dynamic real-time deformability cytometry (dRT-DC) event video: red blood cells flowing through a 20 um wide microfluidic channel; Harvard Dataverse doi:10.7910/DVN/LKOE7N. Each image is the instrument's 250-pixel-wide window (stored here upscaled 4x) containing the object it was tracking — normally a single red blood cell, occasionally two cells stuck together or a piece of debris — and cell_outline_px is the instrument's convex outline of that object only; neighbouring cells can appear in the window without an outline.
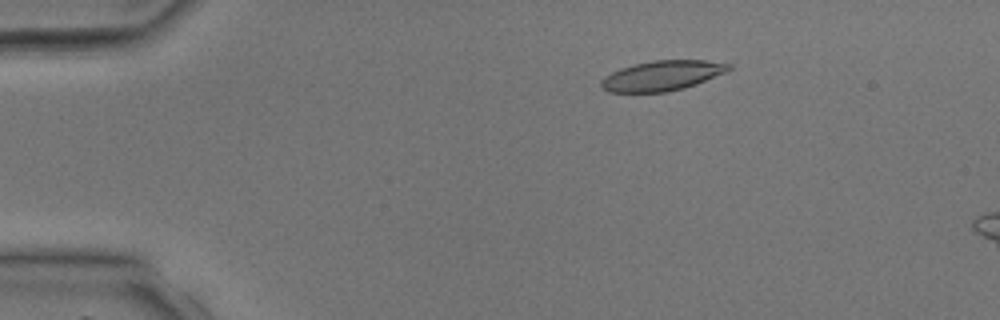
{"species": "common noctule bat (a hibernating species)", "species_latin": "Nyctalus noctula", "temperature_condition": "room temperature", "stored_images_in_passage": 11, "camera_frame_rate_fps": 3000, "um_per_image_px": 0.085, "animal": {"sex": "male", "body_mass_g": 17.9, "forearm_length_mm": 54.2}, "frame": {"image": 1, "passage_image": 7, "time_ms": 2.0, "image_size_px": [1000, 320], "cell_outline_px": [[732, 68], [724, 72], [696, 84], [684, 88], [668, 92], [608, 92], [600, 88], [600, 80], [604, 76], [620, 68], [632, 64], [652, 60], [704, 60], [732, 64]], "centroid_in_image_um": [56.22, 6.43], "position_along_channel_um": 28.8, "area_um2": 22.43}}